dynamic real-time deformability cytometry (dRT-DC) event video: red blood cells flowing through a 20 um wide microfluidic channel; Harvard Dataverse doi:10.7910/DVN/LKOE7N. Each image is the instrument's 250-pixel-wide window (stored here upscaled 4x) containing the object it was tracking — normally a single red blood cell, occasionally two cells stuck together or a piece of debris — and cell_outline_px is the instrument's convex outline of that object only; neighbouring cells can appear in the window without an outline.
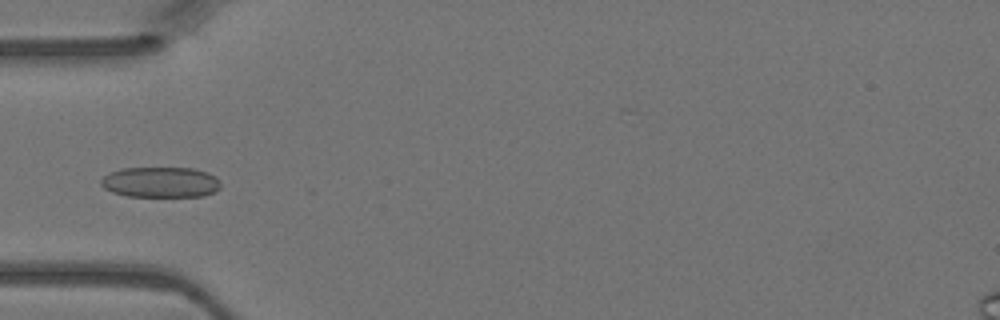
{"species": "Egyptian fruit bat (a non-hibernating species)", "species_latin": "Rousettus aegyptiacus", "temperature_condition": "warm", "stored_images_in_passage": 6, "camera_frame_rate_fps": 3000, "um_per_image_px": 0.085, "animal": {"sex": "female"}, "frame": {"image": 1, "passage_image": 5, "time_ms": 1.333, "image_size_px": [1000, 320], "cell_outline_px": [[220, 188], [216, 192], [204, 196], [128, 196], [112, 192], [104, 188], [100, 184], [100, 180], [104, 176], [120, 168], [196, 168], [208, 172], [216, 176], [220, 184]], "centroid_in_image_um": [13.68, 15.48], "position_along_channel_um": 71.3, "area_um2": 21.44}}
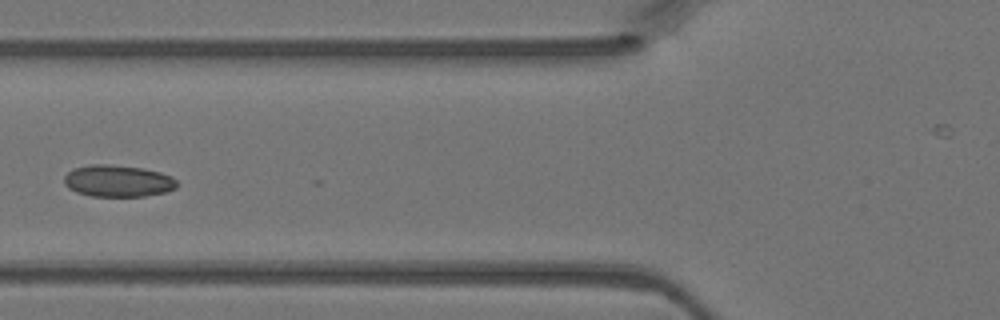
{"frame": {"image": 2, "passage_image": 6, "time_ms": 1.667, "image_size_px": [1000, 320], "cell_outline_px": [[176, 188], [164, 192], [144, 196], [92, 196], [76, 192], [68, 188], [64, 184], [64, 176], [72, 168], [92, 164], [104, 164], [144, 168], [160, 172], [172, 176], [176, 180]], "centroid_in_image_um": [9.99, 15.37], "position_along_channel_um": 115.8, "area_um2": 20.92}}